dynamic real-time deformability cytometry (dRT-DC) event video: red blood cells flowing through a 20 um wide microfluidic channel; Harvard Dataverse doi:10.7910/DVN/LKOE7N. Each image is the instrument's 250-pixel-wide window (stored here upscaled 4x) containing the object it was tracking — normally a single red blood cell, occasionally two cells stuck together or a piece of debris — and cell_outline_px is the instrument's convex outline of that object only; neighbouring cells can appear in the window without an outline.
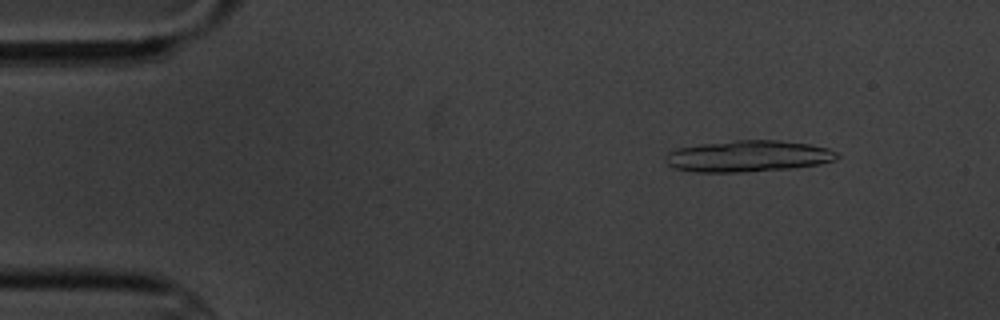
{"species": "common noctule bat (a hibernating species)", "species_latin": "Nyctalus noctula", "temperature_condition": "cold", "stored_images_in_passage": 4, "camera_frame_rate_fps": 3000, "um_per_image_px": 0.085, "animal": {"sex": "male", "body_mass_g": 20.1, "forearm_length_mm": 53.5}, "frame": {"image": 1, "passage_image": 1, "time_ms": 0.0, "image_size_px": [1000, 320], "cell_outline_px": [[840, 156], [836, 160], [820, 164], [792, 168], [740, 172], [696, 172], [676, 168], [668, 164], [664, 160], [664, 156], [668, 152], [676, 148], [704, 144], [736, 140], [780, 140], [808, 144], [828, 148], [836, 152]], "centroid_in_image_um": [63.6, 13.27], "position_along_channel_um": 21.4, "area_um2": 31.33}}